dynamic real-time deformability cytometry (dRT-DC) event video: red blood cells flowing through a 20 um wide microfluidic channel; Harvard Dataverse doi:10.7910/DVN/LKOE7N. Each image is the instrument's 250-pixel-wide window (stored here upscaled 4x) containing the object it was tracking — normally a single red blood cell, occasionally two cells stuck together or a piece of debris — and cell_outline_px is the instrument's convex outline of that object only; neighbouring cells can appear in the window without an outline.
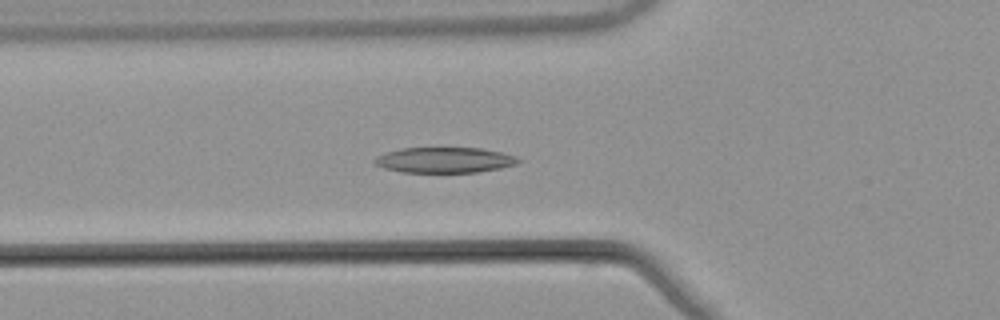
{"species": "common noctule bat (a hibernating species)", "species_latin": "Nyctalus noctula", "temperature_condition": "warm", "stored_images_in_passage": 37, "camera_frame_rate_fps": 3000, "um_per_image_px": 0.085, "animal": {"sex": "male", "body_mass_g": 21.5, "forearm_length_mm": 52.0}, "frame": {"image": 1, "passage_image": 3, "time_ms": 0.667, "image_size_px": [1000, 320], "cell_outline_px": [[524, 160], [516, 164], [500, 168], [476, 172], [400, 172], [384, 168], [376, 164], [372, 160], [376, 156], [400, 148], [480, 148], [504, 152], [516, 156]], "centroid_in_image_um": [37.82, 13.6], "position_along_channel_um": 88.0, "area_um2": 21.44}}
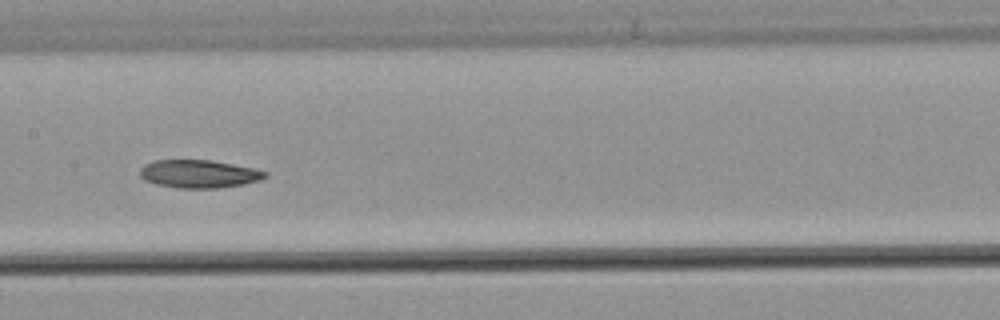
{"frame": {"image": 2, "passage_image": 11, "time_ms": 3.333, "image_size_px": [1000, 320], "cell_outline_px": [[268, 176], [260, 180], [240, 184], [216, 188], [176, 188], [156, 184], [144, 180], [140, 176], [140, 168], [144, 164], [152, 160], [212, 160], [256, 168], [268, 172]], "centroid_in_image_um": [16.89, 14.77], "position_along_channel_um": 190.5, "area_um2": 20.58}}
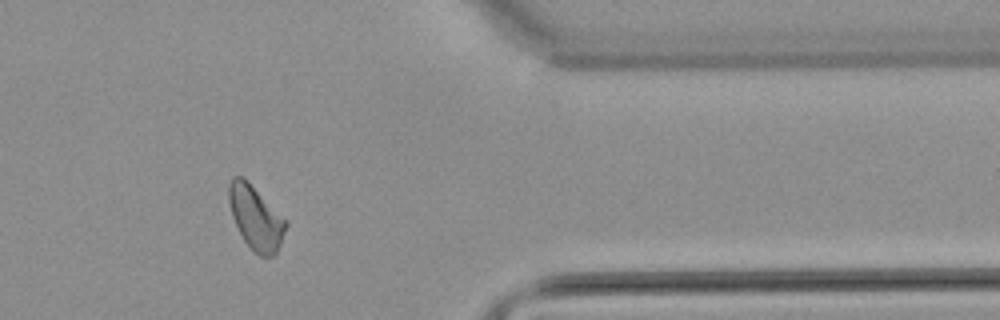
{"frame": {"image": 3, "passage_image": 28, "time_ms": 9.0, "image_size_px": [1000, 320], "cell_outline_px": [[288, 224], [276, 256], [260, 256], [252, 252], [244, 240], [232, 216], [228, 200], [228, 184], [232, 176], [244, 176], [288, 220]], "centroid_in_image_um": [21.76, 18.49], "position_along_channel_um": 389.6, "area_um2": 21.68}}